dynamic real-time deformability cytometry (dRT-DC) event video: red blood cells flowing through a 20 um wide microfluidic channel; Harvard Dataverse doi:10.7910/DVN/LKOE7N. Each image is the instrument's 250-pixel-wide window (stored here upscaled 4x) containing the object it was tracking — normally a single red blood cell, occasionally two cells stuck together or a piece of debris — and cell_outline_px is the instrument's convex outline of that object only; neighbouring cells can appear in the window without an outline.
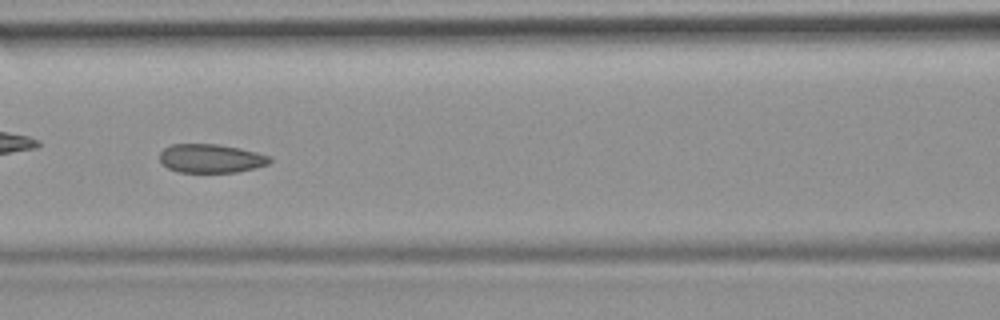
{"species": "common noctule bat (a hibernating species)", "species_latin": "Nyctalus noctula", "temperature_condition": "room temperature", "stored_images_in_passage": 42, "camera_frame_rate_fps": 3000, "um_per_image_px": 0.085, "animal": {"sex": "female", "body_mass_g": 19.9}, "frame": {"image": 1, "passage_image": 13, "time_ms": 4.0, "image_size_px": [1000, 320], "cell_outline_px": [[272, 160], [268, 164], [256, 168], [236, 172], [180, 172], [168, 168], [160, 160], [160, 152], [164, 148], [172, 144], [220, 144], [240, 148], [272, 156]], "centroid_in_image_um": [17.96, 13.46], "position_along_channel_um": 148.6, "area_um2": 18.5}}
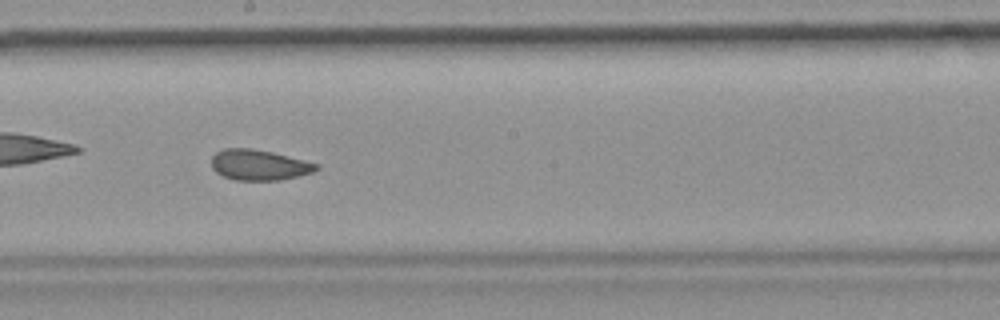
{"frame": {"image": 2, "passage_image": 19, "time_ms": 6.0, "image_size_px": [1000, 320], "cell_outline_px": [[320, 168], [312, 172], [280, 180], [236, 180], [224, 176], [216, 172], [212, 168], [212, 156], [216, 152], [224, 148], [252, 148], [272, 152], [320, 164]], "centroid_in_image_um": [22.02, 14.01], "position_along_channel_um": 226.2, "area_um2": 18.61}, "authors_computed_cell_mechanics": {"area_um2": 19.363, "velocity_mm_per_s": 3.8983, "shape_relaxation_time_tau1_ms": null, "shape_relaxation_time_tau2_ms": 1.3382, "deformation_change_tau1": null, "deformation_change_tau2": 0.0509}}